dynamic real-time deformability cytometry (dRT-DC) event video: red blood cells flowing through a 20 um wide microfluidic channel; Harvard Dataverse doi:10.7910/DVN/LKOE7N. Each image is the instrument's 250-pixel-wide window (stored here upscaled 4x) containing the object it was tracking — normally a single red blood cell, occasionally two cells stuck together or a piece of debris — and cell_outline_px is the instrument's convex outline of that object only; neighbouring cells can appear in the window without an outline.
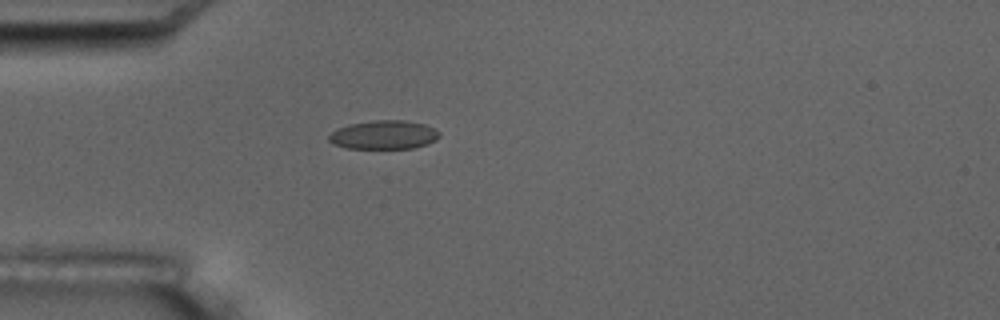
{"species": "common noctule bat (a hibernating species)", "species_latin": "Nyctalus noctula", "temperature_condition": "room temperature", "stored_images_in_passage": 6, "camera_frame_rate_fps": 3000, "um_per_image_px": 0.085, "animal": {"sex": "male", "body_mass_g": 17.5, "forearm_length_mm": 52.3}, "frame": {"image": 1, "passage_image": 5, "time_ms": 4.667, "image_size_px": [1000, 320], "cell_outline_px": [[440, 136], [436, 140], [428, 144], [416, 148], [348, 148], [332, 144], [328, 140], [328, 136], [336, 128], [348, 124], [372, 120], [404, 120], [424, 124], [440, 132]], "centroid_in_image_um": [32.61, 11.46], "position_along_channel_um": 52.4, "area_um2": 18.67}}